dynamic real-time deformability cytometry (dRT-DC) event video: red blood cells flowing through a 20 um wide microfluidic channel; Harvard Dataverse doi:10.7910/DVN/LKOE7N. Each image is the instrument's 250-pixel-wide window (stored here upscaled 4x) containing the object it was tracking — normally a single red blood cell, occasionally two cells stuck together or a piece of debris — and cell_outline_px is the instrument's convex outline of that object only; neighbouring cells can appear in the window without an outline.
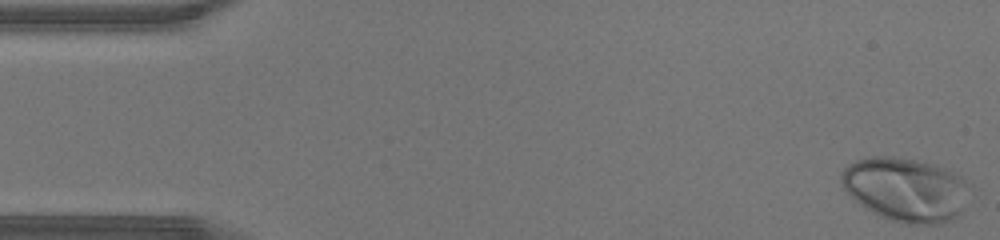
{"species": "human", "species_latin": "Homo sapiens", "temperature_condition": "warm", "stored_images_in_passage": 44, "camera_frame_rate_fps": 3000, "um_per_image_px": 0.085, "donor": {"sex": "male"}, "frame": {"image": 1, "passage_image": 1, "time_ms": 0.0, "image_size_px": [1000, 240], "cell_outline_px": [[972, 188], [964, 208], [952, 220], [944, 224], [904, 224], [880, 216], [860, 204], [844, 188], [840, 180], [840, 172], [848, 164], [856, 160], [872, 156], [892, 156], [916, 160], [936, 164], [960, 176], [972, 184]], "centroid_in_image_um": [77.04, 16.1], "position_along_channel_um": 8.0, "area_um2": 48.26}}
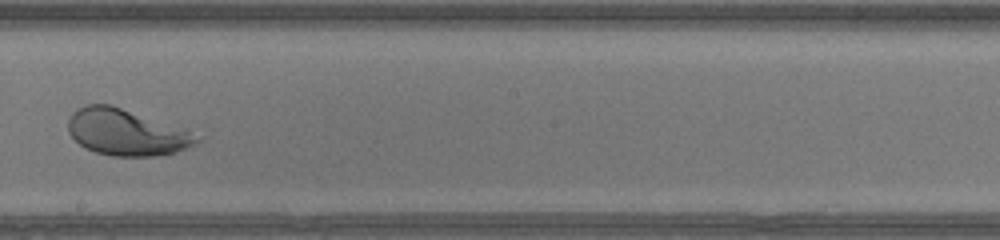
{"frame": {"image": 2, "passage_image": 25, "time_ms": 8.0, "image_size_px": [1000, 240], "cell_outline_px": [[200, 140], [196, 144], [172, 152], [156, 156], [112, 156], [96, 152], [80, 144], [68, 132], [68, 120], [72, 112], [76, 108], [84, 104], [112, 104], [188, 132]], "centroid_in_image_um": [10.61, 11.24], "position_along_channel_um": 237.6, "area_um2": 33.76}}
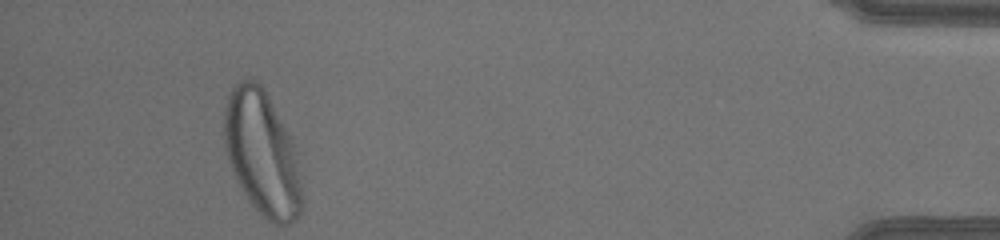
{"frame": {"image": 3, "passage_image": 41, "time_ms": 13.333, "image_size_px": [1000, 240], "cell_outline_px": [[304, 204], [300, 216], [296, 220], [288, 224], [272, 224], [248, 200], [240, 188], [232, 172], [228, 160], [224, 144], [224, 108], [228, 96], [232, 88], [240, 80], [256, 80], [264, 88], [296, 144], [304, 196]], "centroid_in_image_um": [22.32, 13.06], "position_along_channel_um": 412.9, "area_um2": 57.45}}